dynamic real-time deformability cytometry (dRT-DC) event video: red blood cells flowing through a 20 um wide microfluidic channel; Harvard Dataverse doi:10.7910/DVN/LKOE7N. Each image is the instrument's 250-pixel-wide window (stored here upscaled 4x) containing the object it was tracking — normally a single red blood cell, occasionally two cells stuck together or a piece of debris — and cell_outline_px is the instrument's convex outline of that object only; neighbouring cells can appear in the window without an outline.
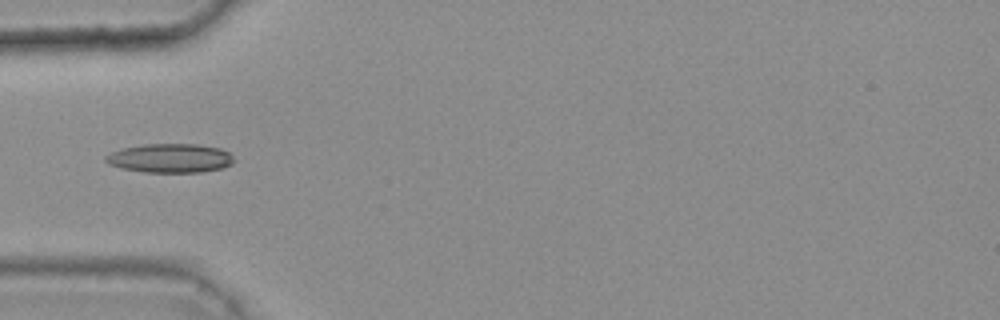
{"species": "common noctule bat (a hibernating species)", "species_latin": "Nyctalus noctula", "temperature_condition": "warm", "stored_images_in_passage": 30, "camera_frame_rate_fps": 3000, "um_per_image_px": 0.085, "animal": {"sex": "female", "body_mass_g": 25.1}, "frame": {"image": 1, "passage_image": 1, "time_ms": 0.0, "image_size_px": [1000, 320], "cell_outline_px": [[236, 160], [232, 164], [220, 168], [200, 172], [144, 172], [120, 168], [108, 164], [104, 160], [104, 156], [112, 152], [124, 148], [144, 144], [200, 144], [220, 148], [228, 152]], "centroid_in_image_um": [14.46, 13.44], "position_along_channel_um": 70.5, "area_um2": 21.73}}
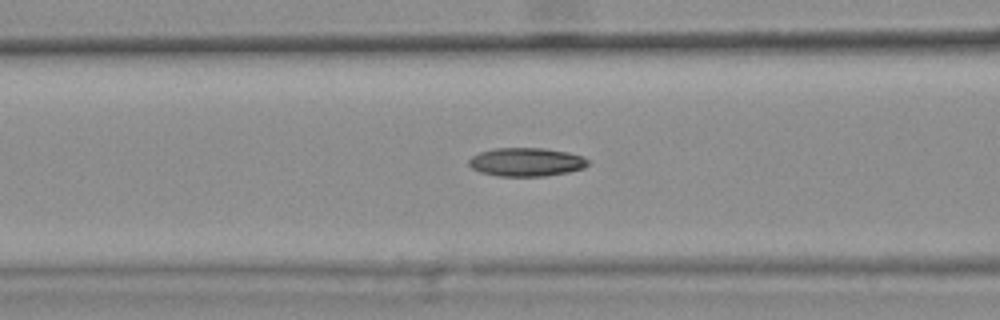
{"frame": {"image": 2, "passage_image": 5, "time_ms": 1.333, "image_size_px": [1000, 320], "cell_outline_px": [[588, 164], [584, 168], [568, 172], [544, 176], [496, 176], [480, 172], [472, 168], [468, 164], [468, 160], [472, 156], [480, 152], [492, 148], [544, 148], [568, 152], [580, 156], [588, 160]], "centroid_in_image_um": [44.7, 13.77], "position_along_channel_um": 121.9, "area_um2": 19.83}}